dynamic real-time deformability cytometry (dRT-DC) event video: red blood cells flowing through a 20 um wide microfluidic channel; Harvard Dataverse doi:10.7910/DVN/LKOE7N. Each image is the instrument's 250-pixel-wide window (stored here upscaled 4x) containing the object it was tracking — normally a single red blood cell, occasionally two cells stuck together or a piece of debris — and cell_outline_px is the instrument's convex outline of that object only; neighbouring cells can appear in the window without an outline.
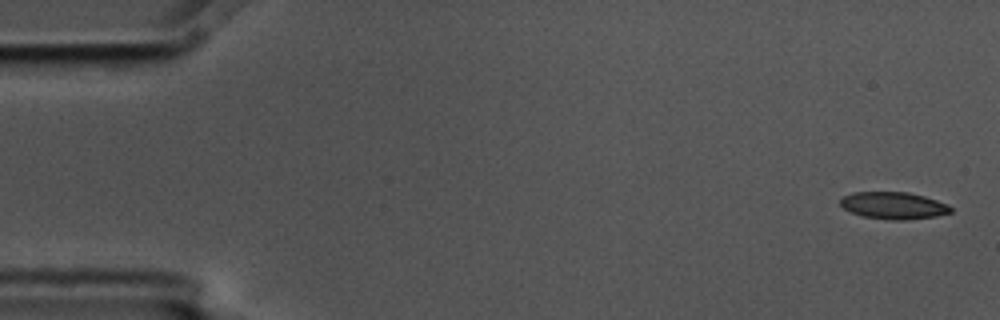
{"species": "common noctule bat (a hibernating species)", "species_latin": "Nyctalus noctula", "temperature_condition": "cold", "stored_images_in_passage": 5, "camera_frame_rate_fps": 3000, "um_per_image_px": 0.085, "animal": {"sex": "male", "body_mass_g": 17.5, "forearm_length_mm": 52.3}, "frame": {"image": 1, "passage_image": 1, "time_ms": 0.0, "image_size_px": [1000, 320], "cell_outline_px": [[952, 212], [936, 216], [904, 220], [888, 220], [860, 216], [844, 208], [840, 204], [840, 200], [844, 196], [852, 192], [908, 192], [924, 196], [948, 204], [952, 208]], "centroid_in_image_um": [75.95, 17.47], "position_along_channel_um": 9.1, "area_um2": 17.46}}
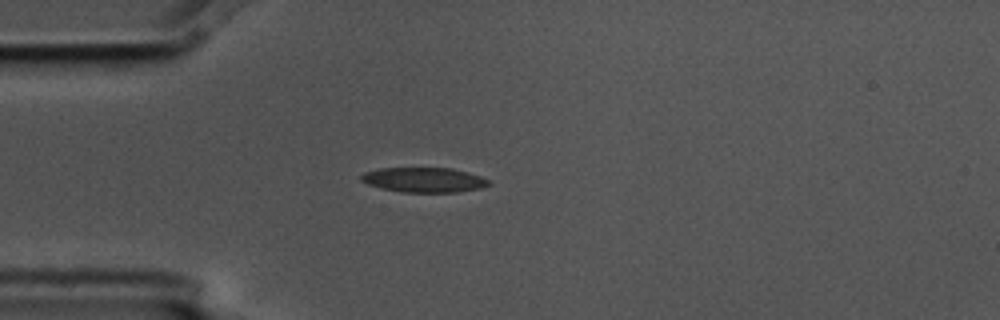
{"frame": {"image": 2, "passage_image": 5, "time_ms": 1.333, "image_size_px": [1000, 320], "cell_outline_px": [[492, 184], [480, 188], [456, 192], [404, 192], [384, 188], [368, 184], [360, 180], [360, 176], [364, 172], [380, 168], [452, 168], [480, 176], [488, 180]], "centroid_in_image_um": [36.04, 15.28], "position_along_channel_um": 49.0, "area_um2": 18.26}}